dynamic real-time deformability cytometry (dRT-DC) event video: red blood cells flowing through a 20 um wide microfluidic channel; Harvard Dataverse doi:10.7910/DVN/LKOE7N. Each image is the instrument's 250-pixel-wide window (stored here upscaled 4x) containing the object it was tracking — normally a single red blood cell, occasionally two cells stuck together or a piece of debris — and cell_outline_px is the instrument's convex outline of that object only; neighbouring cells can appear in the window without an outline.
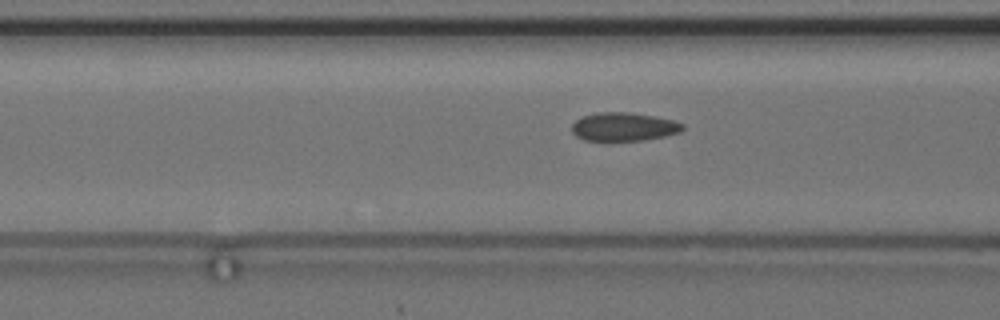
{"species": "common noctule bat (a hibernating species)", "species_latin": "Nyctalus noctula", "temperature_condition": "cold", "stored_images_in_passage": 57, "camera_frame_rate_fps": 3000, "um_per_image_px": 0.085, "animal": {"sex": "female", "body_mass_g": 24.6, "forearm_length_mm": 56.2}, "frame": {"image": 1, "passage_image": 23, "time_ms": 7.333, "image_size_px": [1000, 320], "cell_outline_px": [[684, 128], [680, 132], [664, 136], [644, 140], [584, 140], [576, 136], [572, 132], [572, 124], [576, 120], [584, 116], [600, 112], [632, 112], [672, 120], [684, 124]], "centroid_in_image_um": [53.02, 10.77], "position_along_channel_um": 113.6, "area_um2": 18.21}}
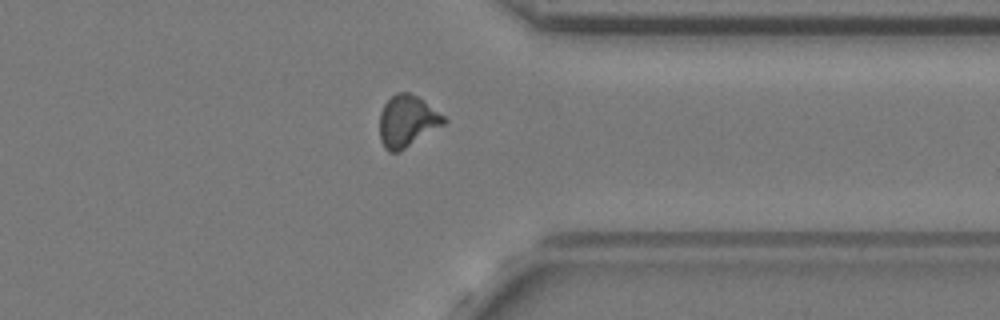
{"frame": {"image": 2, "passage_image": 45, "time_ms": 14.667, "image_size_px": [1000, 320], "cell_outline_px": [[448, 120], [444, 124], [400, 152], [388, 152], [384, 148], [380, 140], [380, 112], [384, 104], [396, 92], [408, 92], [424, 100], [444, 116]], "centroid_in_image_um": [34.6, 10.31], "position_along_channel_um": 376.8, "area_um2": 19.36}}
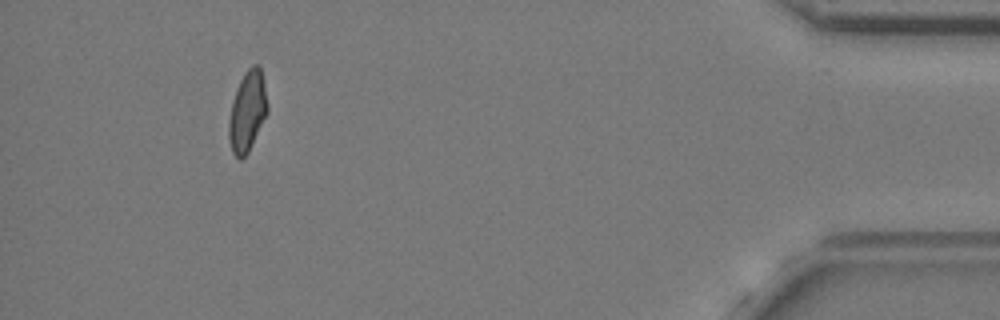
{"frame": {"image": 3, "passage_image": 53, "time_ms": 17.333, "image_size_px": [1000, 320], "cell_outline_px": [[268, 112], [248, 152], [240, 160], [232, 152], [228, 136], [228, 124], [232, 100], [236, 88], [244, 72], [252, 64], [260, 64], [268, 104]], "centroid_in_image_um": [21.02, 9.43], "position_along_channel_um": 414.2, "area_um2": 18.21}, "authors_computed_cell_mechanics": {"area_um2": 18.5538, "velocity_mm_per_s": 3.6438, "shape_relaxation_time_tau1_ms": 9.8861, "shape_relaxation_time_tau2_ms": 1.8259, "deformation_change_tau1": 0.1419, "deformation_change_tau2": 0.0677}}